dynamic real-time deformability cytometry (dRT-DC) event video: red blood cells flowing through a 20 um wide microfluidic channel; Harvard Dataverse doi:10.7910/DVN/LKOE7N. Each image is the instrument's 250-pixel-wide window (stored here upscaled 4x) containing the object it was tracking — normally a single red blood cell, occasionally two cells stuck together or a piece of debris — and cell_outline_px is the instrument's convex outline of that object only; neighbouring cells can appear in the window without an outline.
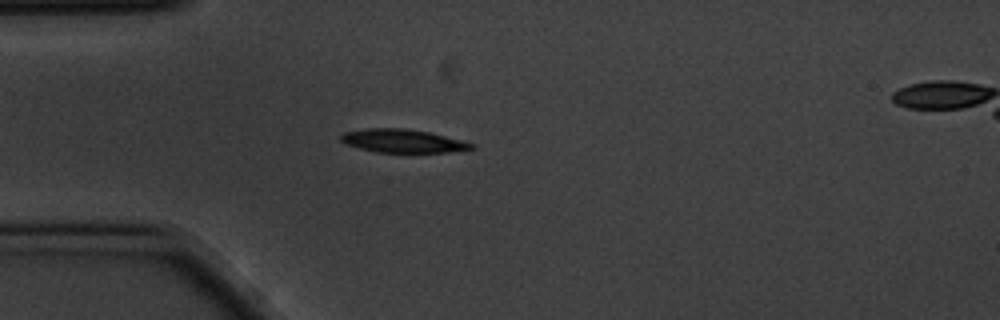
{"species": "common noctule bat (a hibernating species)", "species_latin": "Nyctalus noctula", "temperature_condition": "cold", "stored_images_in_passage": 44, "segment_of_instrument_passage": [1, 2], "camera_frame_rate_fps": 3000, "um_per_image_px": 0.085, "animal": {"sex": "male", "body_mass_g": 20.1, "forearm_length_mm": 53.5}, "frame": {"image": 1, "passage_image": 1, "time_ms": 0.0, "image_size_px": [1000, 320], "cell_outline_px": [[476, 148], [448, 152], [376, 152], [360, 148], [348, 144], [340, 140], [340, 136], [344, 132], [368, 128], [404, 128], [428, 132], [476, 144]], "centroid_in_image_um": [34.24, 11.98], "position_along_channel_um": 50.8, "area_um2": 17.51}}
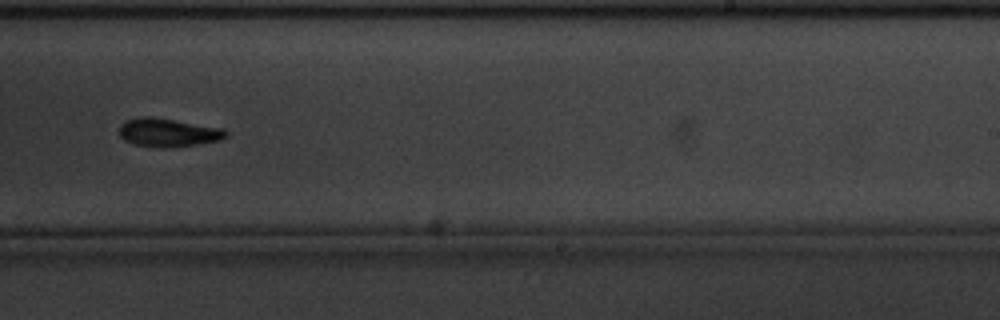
{"frame": {"image": 2, "passage_image": 21, "time_ms": 6.667, "image_size_px": [1000, 320], "cell_outline_px": [[228, 136], [220, 140], [196, 144], [164, 148], [160, 148], [136, 144], [124, 140], [120, 136], [120, 124], [124, 120], [144, 116], [152, 116], [224, 128], [228, 132]], "centroid_in_image_um": [14.3, 11.25], "position_along_channel_um": 274.7, "area_um2": 17.74}}
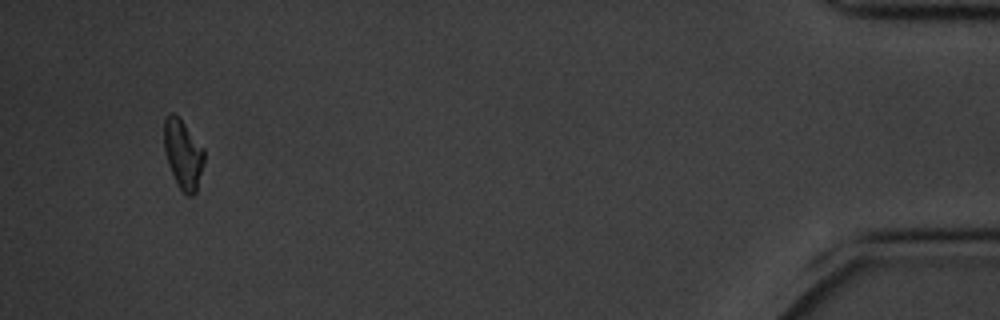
{"frame": {"image": 3, "passage_image": 40, "time_ms": 13.0, "image_size_px": [1000, 320], "cell_outline_px": [[204, 160], [196, 192], [192, 196], [188, 196], [176, 184], [168, 164], [164, 152], [164, 120], [168, 112], [172, 112], [184, 124], [204, 148]], "centroid_in_image_um": [15.54, 13.11], "position_along_channel_um": 419.7, "area_um2": 16.07}}